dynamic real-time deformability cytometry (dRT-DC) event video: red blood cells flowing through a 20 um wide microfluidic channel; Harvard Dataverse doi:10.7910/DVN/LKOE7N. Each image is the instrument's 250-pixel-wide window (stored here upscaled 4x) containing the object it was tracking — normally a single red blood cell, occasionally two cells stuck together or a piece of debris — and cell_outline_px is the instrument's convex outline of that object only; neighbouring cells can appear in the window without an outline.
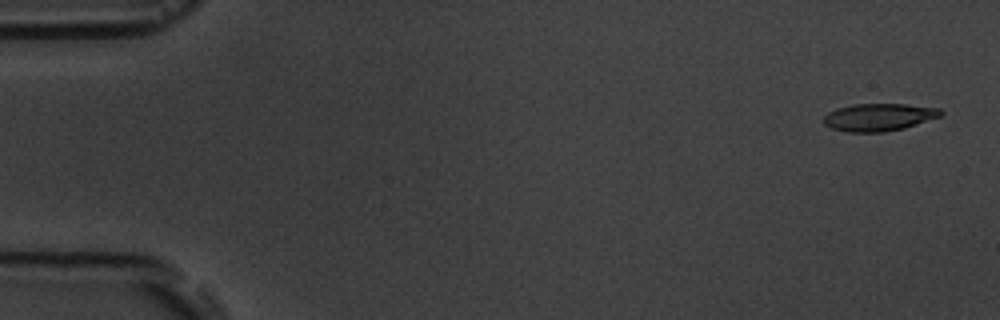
{"species": "common noctule bat (a hibernating species)", "species_latin": "Nyctalus noctula", "temperature_condition": "room temperature", "stored_images_in_passage": 6, "camera_frame_rate_fps": 3000, "um_per_image_px": 0.085, "animal": {"sex": "male", "body_mass_g": 19.5, "forearm_length_mm": 54.6}, "frame": {"image": 1, "passage_image": 1, "time_ms": 0.0, "image_size_px": [1000, 320], "cell_outline_px": [[944, 112], [940, 116], [904, 128], [884, 132], [848, 132], [832, 128], [824, 124], [824, 116], [828, 112], [836, 108], [852, 104], [904, 104], [940, 108]], "centroid_in_image_um": [74.69, 9.95], "position_along_channel_um": 10.3, "area_um2": 18.73}}